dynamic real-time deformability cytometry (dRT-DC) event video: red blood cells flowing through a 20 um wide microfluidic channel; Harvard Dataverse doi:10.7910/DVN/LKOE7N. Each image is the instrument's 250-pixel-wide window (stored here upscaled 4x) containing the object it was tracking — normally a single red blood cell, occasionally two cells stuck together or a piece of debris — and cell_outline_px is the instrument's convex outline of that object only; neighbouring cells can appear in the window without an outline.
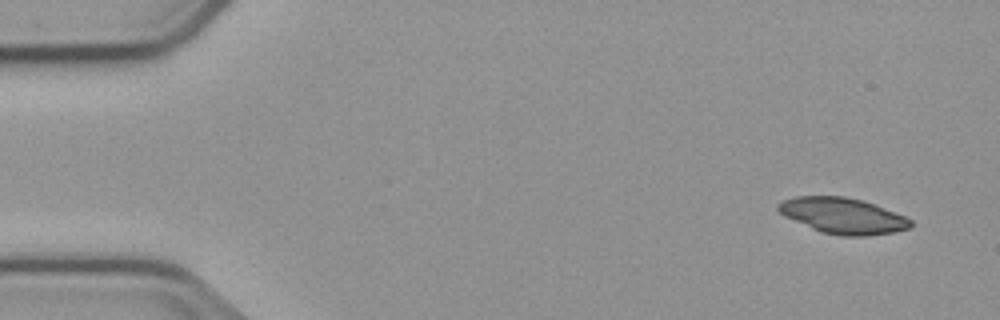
{"species": "common noctule bat (a hibernating species)", "species_latin": "Nyctalus noctula", "temperature_condition": "cold", "stored_images_in_passage": 5, "segment_of_instrument_passage": [1, 2], "camera_frame_rate_fps": 3000, "um_per_image_px": 0.085, "animal": {"sex": "male", "body_mass_g": 23.1, "forearm_length_mm": 52.7}, "frame": {"image": 1, "passage_image": 1, "time_ms": 0.0, "image_size_px": [1000, 320], "cell_outline_px": [[912, 228], [896, 232], [868, 236], [840, 236], [820, 232], [784, 216], [776, 208], [776, 204], [780, 200], [796, 196], [844, 196], [864, 200], [904, 216], [912, 220]], "centroid_in_image_um": [71.63, 18.34], "position_along_channel_um": 13.4, "area_um2": 27.98}}